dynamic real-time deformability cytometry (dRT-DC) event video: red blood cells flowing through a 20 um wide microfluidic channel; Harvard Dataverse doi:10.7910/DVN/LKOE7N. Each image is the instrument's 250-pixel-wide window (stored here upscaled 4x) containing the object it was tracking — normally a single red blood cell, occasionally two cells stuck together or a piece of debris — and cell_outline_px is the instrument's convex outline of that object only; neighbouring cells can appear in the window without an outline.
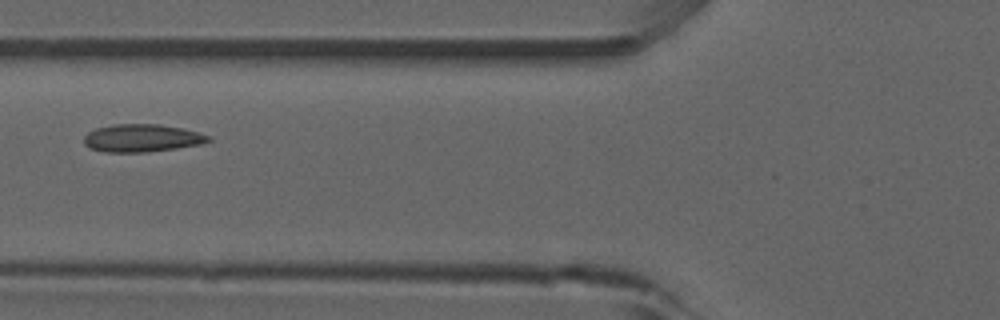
{"species": "common noctule bat (a hibernating species)", "species_latin": "Nyctalus noctula", "temperature_condition": "room temperature", "stored_images_in_passage": 3, "camera_frame_rate_fps": 3000, "um_per_image_px": 0.085, "animal": {"sex": "male", "forearm_length_mm": 52.5}, "frame": {"image": 1, "passage_image": 3, "time_ms": 2.333, "image_size_px": [1000, 320], "cell_outline_px": [[212, 140], [204, 144], [148, 152], [104, 152], [88, 148], [84, 144], [84, 136], [88, 132], [96, 128], [112, 124], [160, 124], [180, 128], [212, 136]], "centroid_in_image_um": [12.06, 11.74], "position_along_channel_um": 113.7, "area_um2": 20.29}}